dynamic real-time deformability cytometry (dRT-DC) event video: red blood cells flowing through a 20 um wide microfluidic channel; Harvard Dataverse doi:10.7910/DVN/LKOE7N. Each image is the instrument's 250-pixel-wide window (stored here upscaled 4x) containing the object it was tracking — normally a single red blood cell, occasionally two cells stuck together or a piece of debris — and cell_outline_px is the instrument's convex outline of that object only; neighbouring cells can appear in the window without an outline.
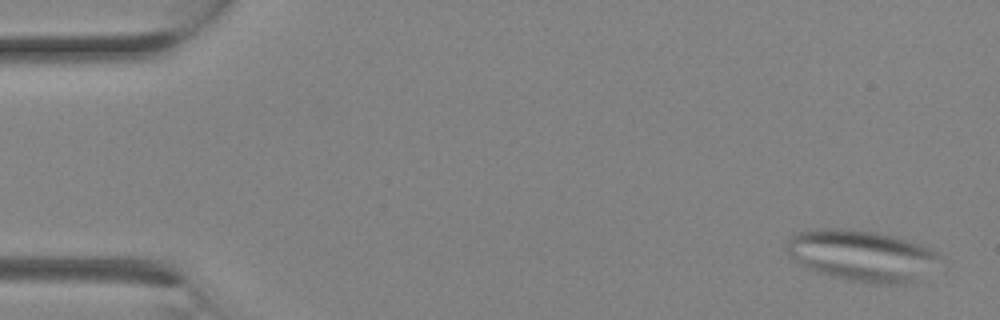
{"species": "Egyptian fruit bat (a non-hibernating species)", "species_latin": "Rousettus aegyptiacus", "temperature_condition": "room temperature", "stored_images_in_passage": 14, "camera_frame_rate_fps": 3000, "um_per_image_px": 0.085, "animal": {"sex": "female"}, "frame": {"image": 1, "passage_image": 1, "time_ms": 0.0, "image_size_px": [1000, 320], "cell_outline_px": [[936, 256], [916, 280], [896, 284], [872, 284], [852, 280], [816, 272], [792, 260], [788, 256], [788, 236], [796, 232], [820, 228], [840, 228], [876, 232], [892, 236], [920, 244], [932, 248], [936, 252]], "centroid_in_image_um": [73.09, 21.69], "position_along_channel_um": 11.9, "area_um2": 44.51}}